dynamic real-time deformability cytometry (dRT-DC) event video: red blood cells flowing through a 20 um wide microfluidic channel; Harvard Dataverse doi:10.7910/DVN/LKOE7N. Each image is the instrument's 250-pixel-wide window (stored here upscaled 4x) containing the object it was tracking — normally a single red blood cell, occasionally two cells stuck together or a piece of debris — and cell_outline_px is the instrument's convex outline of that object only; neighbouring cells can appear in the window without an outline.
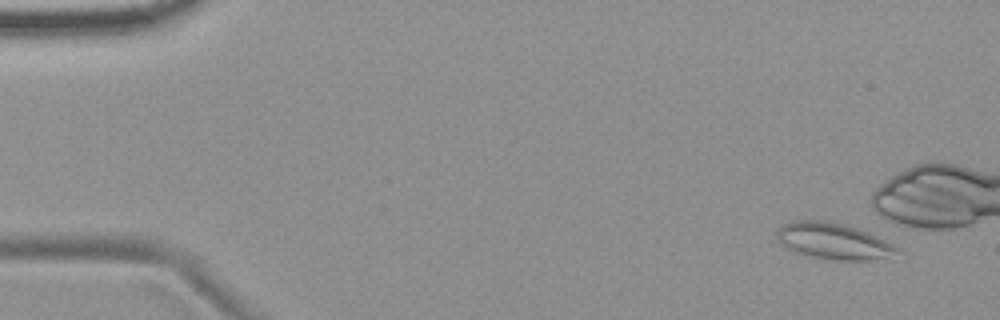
{"species": "common noctule bat (a hibernating species)", "species_latin": "Nyctalus noctula", "temperature_condition": "room temperature", "stored_images_in_passage": 7, "camera_frame_rate_fps": 3000, "um_per_image_px": 0.085, "animal": {"sex": "female", "body_mass_g": 19.9}, "frame": {"image": 1, "passage_image": 4, "time_ms": 1.0, "image_size_px": [1000, 320], "cell_outline_px": [[904, 252], [892, 260], [840, 260], [812, 256], [796, 252], [780, 244], [776, 236], [776, 232], [784, 224], [792, 220], [824, 220], [844, 224], [860, 228], [900, 248]], "centroid_in_image_um": [70.96, 20.51], "position_along_channel_um": 14.0, "area_um2": 25.95}}